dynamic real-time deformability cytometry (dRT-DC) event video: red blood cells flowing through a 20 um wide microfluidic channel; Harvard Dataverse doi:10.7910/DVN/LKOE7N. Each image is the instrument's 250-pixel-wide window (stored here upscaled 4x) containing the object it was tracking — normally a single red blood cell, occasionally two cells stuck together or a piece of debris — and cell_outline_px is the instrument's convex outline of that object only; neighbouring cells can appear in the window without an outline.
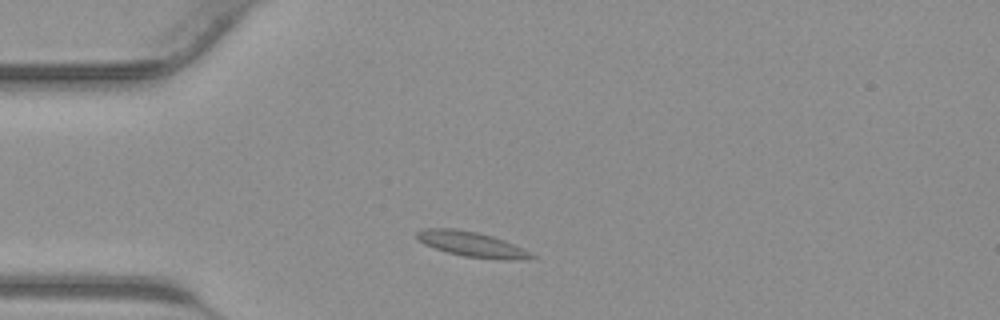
{"species": "common noctule bat (a hibernating species)", "species_latin": "Nyctalus noctula", "temperature_condition": "warm", "stored_images_in_passage": 36, "camera_frame_rate_fps": 3000, "um_per_image_px": 0.085, "animal": {"sex": "male", "body_mass_g": 23.1, "forearm_length_mm": 52.7}, "frame": {"image": 1, "passage_image": 4, "time_ms": 1.0, "image_size_px": [1000, 320], "cell_outline_px": [[536, 256], [528, 260], [496, 260], [464, 256], [448, 252], [424, 244], [416, 236], [416, 232], [424, 228], [456, 228], [476, 232], [492, 236], [504, 240]], "centroid_in_image_um": [40.1, 20.77], "position_along_channel_um": 44.9, "area_um2": 16.65}}
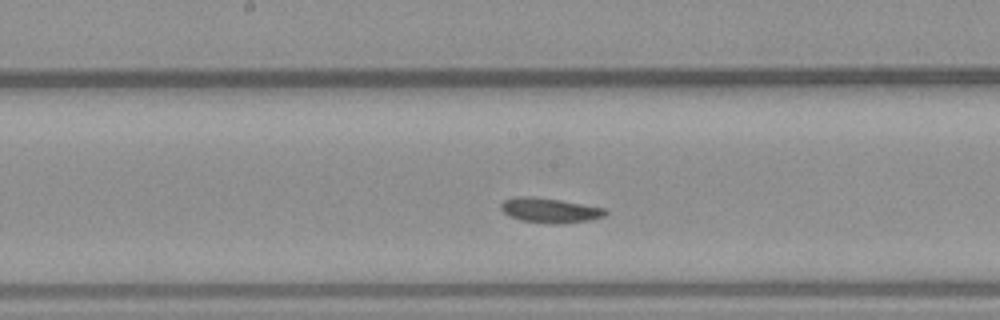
{"frame": {"image": 2, "passage_image": 15, "time_ms": 4.667, "image_size_px": [1000, 320], "cell_outline_px": [[608, 212], [604, 216], [592, 220], [520, 220], [504, 212], [500, 208], [500, 204], [504, 200], [512, 196], [532, 196], [560, 200], [608, 208]], "centroid_in_image_um": [46.73, 17.79], "position_along_channel_um": 201.5, "area_um2": 14.16}}
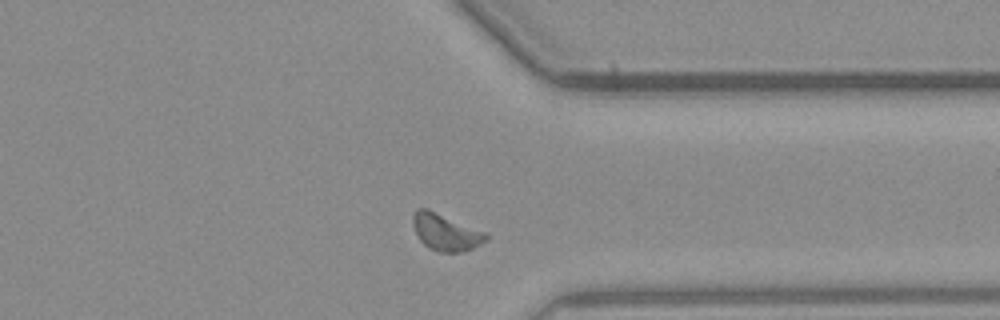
{"frame": {"image": 3, "passage_image": 26, "time_ms": 8.333, "image_size_px": [1000, 320], "cell_outline_px": [[488, 240], [472, 248], [460, 252], [440, 252], [428, 248], [420, 240], [412, 224], [412, 216], [416, 208], [428, 208], [484, 232], [488, 236]], "centroid_in_image_um": [37.85, 19.73], "position_along_channel_um": 373.6, "area_um2": 15.55}}